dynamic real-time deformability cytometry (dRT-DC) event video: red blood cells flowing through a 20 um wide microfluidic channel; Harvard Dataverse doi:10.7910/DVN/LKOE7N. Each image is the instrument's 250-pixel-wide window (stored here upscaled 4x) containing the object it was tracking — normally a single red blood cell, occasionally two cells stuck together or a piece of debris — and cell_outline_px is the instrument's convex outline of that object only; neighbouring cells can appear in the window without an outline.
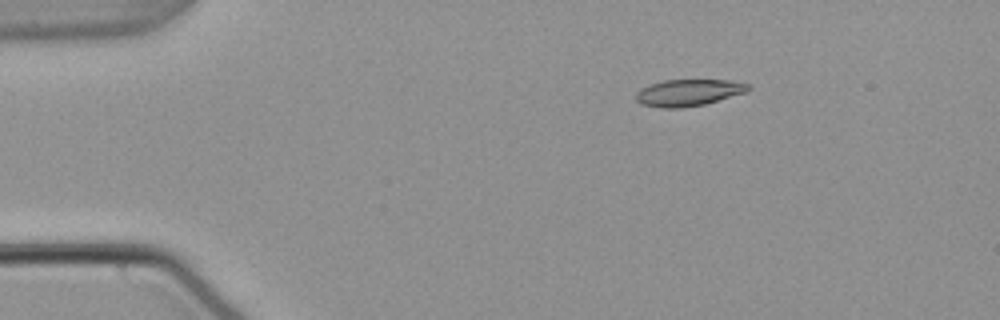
{"species": "common noctule bat (a hibernating species)", "species_latin": "Nyctalus noctula", "temperature_condition": "warm", "stored_images_in_passage": 9, "camera_frame_rate_fps": 3000, "um_per_image_px": 0.085, "animal": {"sex": "male", "body_mass_g": 21.5, "forearm_length_mm": 52.0}, "frame": {"image": 1, "passage_image": 1, "time_ms": 0.0, "image_size_px": [1000, 320], "cell_outline_px": [[752, 88], [748, 92], [704, 104], [680, 108], [660, 108], [640, 104], [636, 100], [636, 92], [652, 84], [664, 80], [728, 80], [752, 84]], "centroid_in_image_um": [58.58, 7.87], "position_along_channel_um": 26.4, "area_um2": 17.51}}